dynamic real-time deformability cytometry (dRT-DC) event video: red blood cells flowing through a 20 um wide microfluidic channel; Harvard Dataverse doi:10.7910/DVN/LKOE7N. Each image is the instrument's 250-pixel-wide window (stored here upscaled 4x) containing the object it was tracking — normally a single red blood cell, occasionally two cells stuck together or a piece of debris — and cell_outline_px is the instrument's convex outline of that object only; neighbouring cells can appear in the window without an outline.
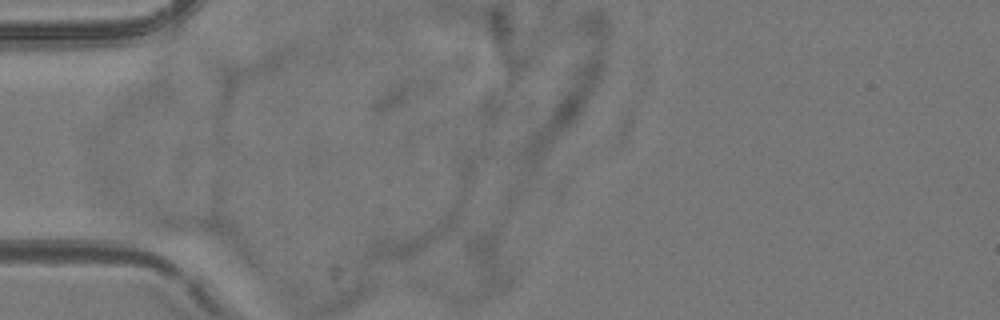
{"species": "common noctule bat (a hibernating species)", "species_latin": "Nyctalus noctula", "temperature_condition": "room temperature", "stored_images_in_passage": 2, "camera_frame_rate_fps": 3000, "um_per_image_px": 0.085, "animal": {"sex": "female", "body_mass_g": 24.6, "forearm_length_mm": 56.2}, "frame": {"image": 1, "passage_image": 1, "time_ms": 0.0, "image_size_px": [1000, 320], "cell_outline_px": [[220, 232], [168, 236], [160, 236], [100, 224], [104, 208], [128, 204], [212, 216], [216, 220], [220, 228]], "centroid_in_image_um": [13.45, 18.77], "position_along_channel_um": 71.6, "area_um2": 19.07}}